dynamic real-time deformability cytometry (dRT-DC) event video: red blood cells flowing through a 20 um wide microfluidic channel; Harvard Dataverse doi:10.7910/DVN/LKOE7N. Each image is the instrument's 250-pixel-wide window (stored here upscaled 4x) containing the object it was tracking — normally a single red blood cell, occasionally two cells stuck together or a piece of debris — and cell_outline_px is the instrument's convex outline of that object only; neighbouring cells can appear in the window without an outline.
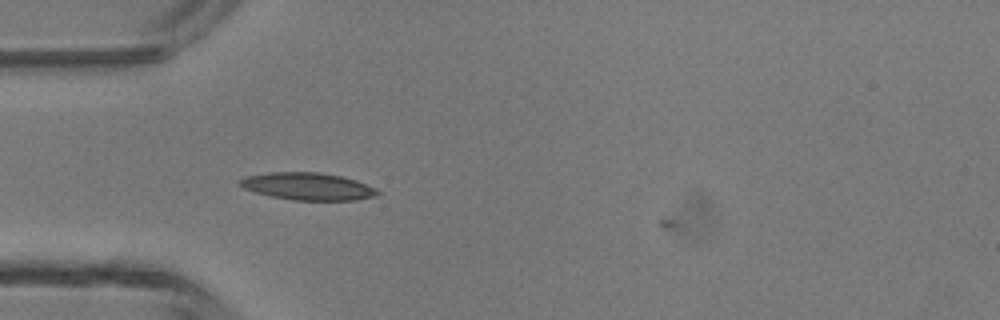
{"species": "common noctule bat (a hibernating species)", "species_latin": "Nyctalus noctula", "temperature_condition": "room temperature", "stored_images_in_passage": 9, "camera_frame_rate_fps": 3000, "um_per_image_px": 0.085, "animal": {"sex": "male", "body_mass_g": 13.3}, "frame": {"image": 1, "passage_image": 5, "time_ms": 1.333, "image_size_px": [1000, 320], "cell_outline_px": [[380, 192], [376, 196], [356, 200], [292, 200], [272, 196], [256, 192], [244, 188], [236, 184], [244, 176], [268, 172], [316, 172], [340, 176], [356, 180], [376, 188]], "centroid_in_image_um": [26.15, 15.84], "position_along_channel_um": 58.9, "area_um2": 21.91}}
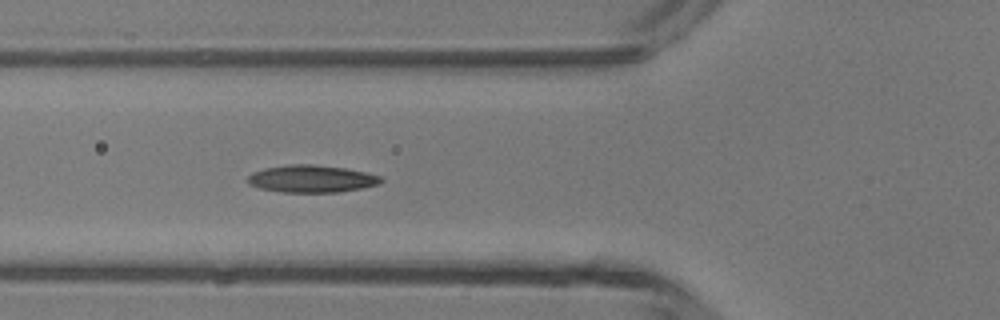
{"frame": {"image": 2, "passage_image": 8, "time_ms": 2.333, "image_size_px": [1000, 320], "cell_outline_px": [[384, 180], [380, 184], [340, 192], [284, 192], [260, 188], [248, 184], [248, 176], [252, 172], [264, 168], [288, 164], [312, 164], [344, 168], [364, 172], [380, 176]], "centroid_in_image_um": [26.47, 15.19], "position_along_channel_um": 99.3, "area_um2": 21.15}}